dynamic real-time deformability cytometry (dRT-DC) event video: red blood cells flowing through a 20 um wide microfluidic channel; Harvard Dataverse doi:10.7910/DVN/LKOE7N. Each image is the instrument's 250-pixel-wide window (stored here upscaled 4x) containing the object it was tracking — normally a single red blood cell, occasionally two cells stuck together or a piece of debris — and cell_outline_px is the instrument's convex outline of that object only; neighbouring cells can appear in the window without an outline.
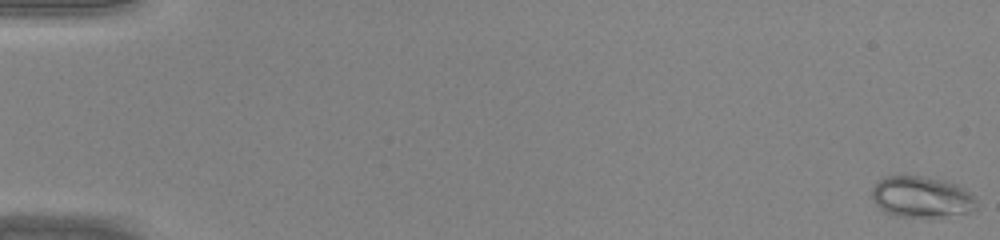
{"species": "common noctule bat (a hibernating species)", "species_latin": "Nyctalus noctula", "temperature_condition": "warm", "stored_images_in_passage": 47, "segment_of_instrument_passage": [1, 2], "camera_frame_rate_fps": 3000, "um_per_image_px": 0.085, "animal": {"sex": "male", "body_mass_g": 20.0, "forearm_length_mm": 53.3}, "frame": {"image": 1, "passage_image": 1, "time_ms": 0.0, "image_size_px": [1000, 240], "cell_outline_px": [[976, 208], [968, 212], [940, 216], [896, 216], [884, 212], [876, 204], [872, 196], [872, 188], [876, 180], [884, 176], [920, 176], [944, 180], [960, 184], [972, 192], [976, 196]], "centroid_in_image_um": [78.34, 16.71], "position_along_channel_um": 6.7, "area_um2": 25.26}}
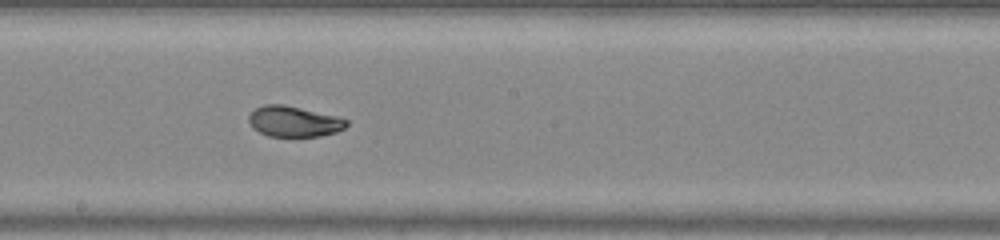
{"frame": {"image": 2, "passage_image": 27, "time_ms": 8.667, "image_size_px": [1000, 240], "cell_outline_px": [[348, 124], [344, 128], [336, 132], [320, 136], [268, 136], [252, 128], [248, 120], [248, 116], [256, 108], [264, 104], [284, 104], [336, 116], [348, 120]], "centroid_in_image_um": [24.96, 10.32], "position_along_channel_um": 223.2, "area_um2": 17.4}}
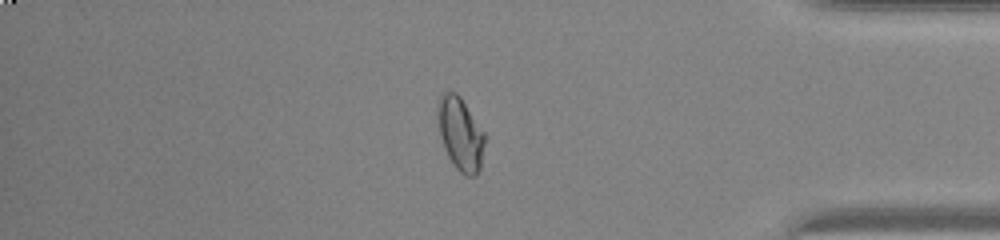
{"frame": {"image": 3, "passage_image": 40, "time_ms": 13.0, "image_size_px": [1000, 240], "cell_outline_px": [[484, 144], [480, 168], [476, 176], [464, 176], [452, 164], [444, 148], [440, 136], [436, 112], [440, 96], [444, 92], [456, 92], [460, 96], [484, 132]], "centroid_in_image_um": [39.11, 11.39], "position_along_channel_um": 396.1, "area_um2": 20.0}}